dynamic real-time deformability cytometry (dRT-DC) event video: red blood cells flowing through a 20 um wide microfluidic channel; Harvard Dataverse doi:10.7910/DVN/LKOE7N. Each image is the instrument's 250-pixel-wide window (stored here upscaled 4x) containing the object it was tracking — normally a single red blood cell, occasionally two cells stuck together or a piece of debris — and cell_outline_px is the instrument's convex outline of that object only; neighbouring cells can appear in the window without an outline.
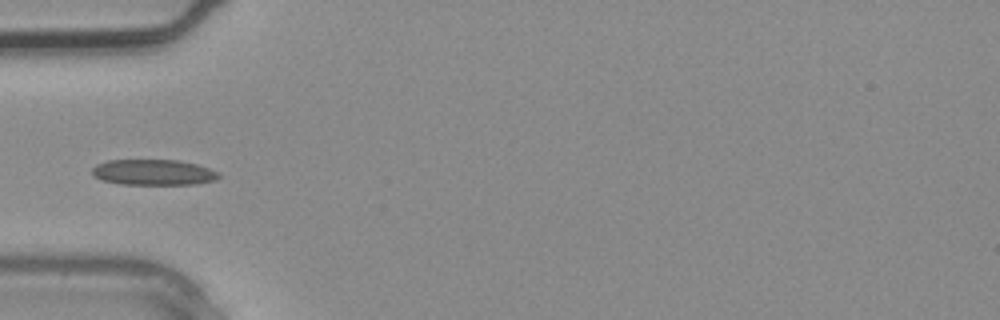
{"species": "common noctule bat (a hibernating species)", "species_latin": "Nyctalus noctula", "temperature_condition": "warm", "stored_images_in_passage": 3, "camera_frame_rate_fps": 3000, "um_per_image_px": 0.085, "animal": {"sex": "male", "body_mass_g": 20.4}, "frame": {"image": 1, "passage_image": 3, "time_ms": 0.667, "image_size_px": [1000, 320], "cell_outline_px": [[220, 176], [216, 180], [196, 184], [120, 184], [100, 180], [92, 176], [92, 168], [96, 164], [108, 160], [180, 160], [196, 164], [220, 172]], "centroid_in_image_um": [13.02, 14.65], "position_along_channel_um": 72.0, "area_um2": 19.13}}